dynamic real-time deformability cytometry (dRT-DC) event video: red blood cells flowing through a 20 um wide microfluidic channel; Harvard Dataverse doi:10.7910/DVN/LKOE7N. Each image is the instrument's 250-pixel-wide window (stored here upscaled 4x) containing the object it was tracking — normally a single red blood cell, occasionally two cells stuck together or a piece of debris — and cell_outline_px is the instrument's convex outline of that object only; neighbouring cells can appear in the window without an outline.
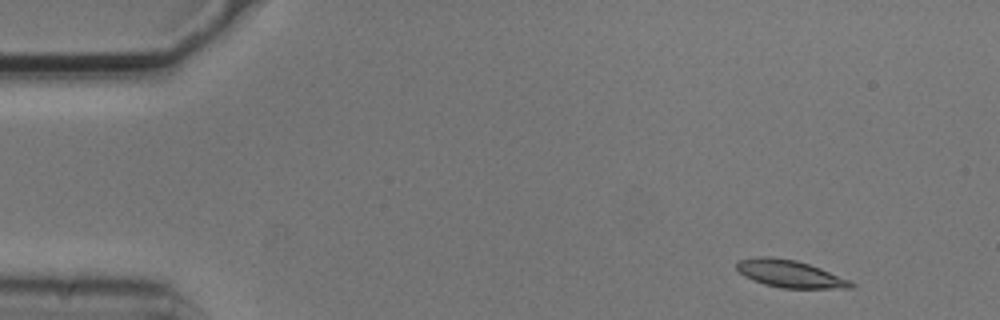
{"species": "common noctule bat (a hibernating species)", "species_latin": "Nyctalus noctula", "temperature_condition": "cold", "stored_images_in_passage": 6, "camera_frame_rate_fps": 3000, "um_per_image_px": 0.085, "animal": {"sex": "male", "body_mass_g": 20.5, "forearm_length_mm": 52.5}, "frame": {"image": 1, "passage_image": 1, "time_ms": 0.0, "image_size_px": [1000, 320], "cell_outline_px": [[856, 288], [780, 288], [764, 284], [752, 280], [744, 276], [736, 268], [736, 264], [740, 260], [760, 256], [768, 256], [796, 260], [820, 268], [848, 280], [856, 284]], "centroid_in_image_um": [67.13, 23.28], "position_along_channel_um": 17.9, "area_um2": 18.09}}
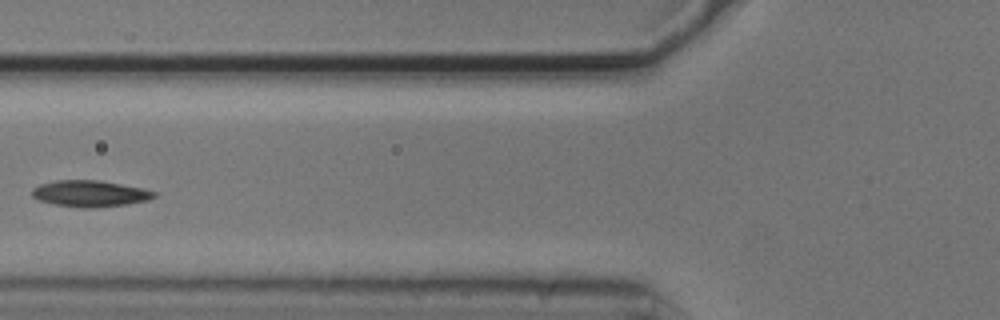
{"frame": {"image": 2, "passage_image": 5, "time_ms": 1.333, "image_size_px": [1000, 320], "cell_outline_px": [[156, 196], [148, 200], [124, 204], [92, 208], [84, 208], [56, 204], [40, 200], [32, 196], [32, 188], [40, 184], [56, 180], [100, 180], [144, 188], [156, 192]], "centroid_in_image_um": [7.66, 16.44], "position_along_channel_um": 118.1, "area_um2": 18.61}}
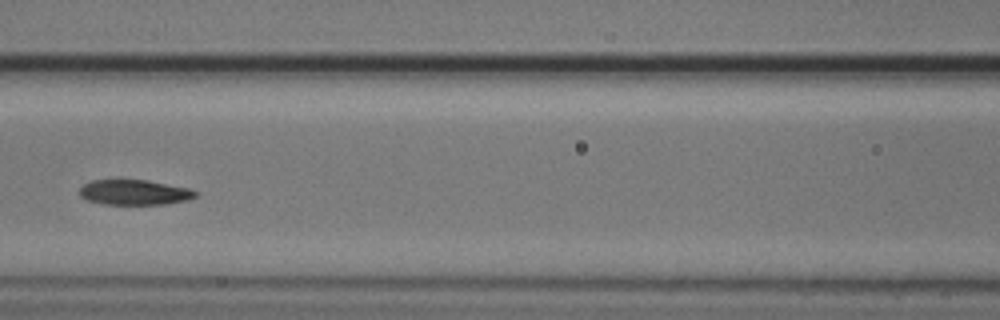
{"frame": {"image": 3, "passage_image": 6, "time_ms": 1.667, "image_size_px": [1000, 320], "cell_outline_px": [[200, 192], [196, 196], [188, 200], [168, 204], [104, 204], [88, 200], [80, 196], [80, 188], [84, 184], [92, 180], [148, 180], [188, 188]], "centroid_in_image_um": [11.46, 16.35], "position_along_channel_um": 155.1, "area_um2": 16.99}}